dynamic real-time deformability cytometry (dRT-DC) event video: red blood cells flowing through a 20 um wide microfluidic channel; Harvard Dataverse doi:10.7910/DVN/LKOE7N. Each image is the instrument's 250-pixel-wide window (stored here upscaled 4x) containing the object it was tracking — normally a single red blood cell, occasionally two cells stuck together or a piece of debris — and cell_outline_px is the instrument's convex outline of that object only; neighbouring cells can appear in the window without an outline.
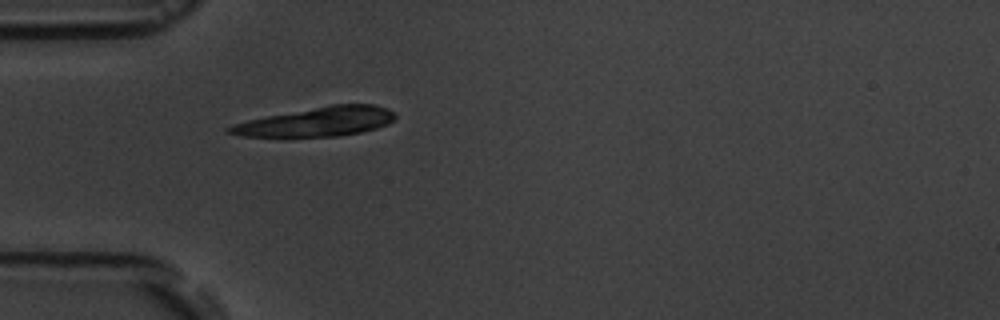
{"species": "common noctule bat (a hibernating species)", "species_latin": "Nyctalus noctula", "temperature_condition": "room temperature", "stored_images_in_passage": 1, "camera_frame_rate_fps": 3000, "um_per_image_px": 0.085, "animal": {"sex": "male", "body_mass_g": 19.5, "forearm_length_mm": 54.6}, "frame": {"image": 1, "passage_image": 1, "time_ms": 0.0, "image_size_px": [1000, 320], "cell_outline_px": [[396, 116], [388, 124], [376, 128], [360, 132], [340, 136], [288, 140], [280, 140], [244, 136], [224, 132], [224, 128], [232, 124], [248, 120], [268, 116], [332, 104], [372, 104], [388, 108]], "centroid_in_image_um": [26.81, 10.41], "position_along_channel_um": 58.2, "area_um2": 29.36}}